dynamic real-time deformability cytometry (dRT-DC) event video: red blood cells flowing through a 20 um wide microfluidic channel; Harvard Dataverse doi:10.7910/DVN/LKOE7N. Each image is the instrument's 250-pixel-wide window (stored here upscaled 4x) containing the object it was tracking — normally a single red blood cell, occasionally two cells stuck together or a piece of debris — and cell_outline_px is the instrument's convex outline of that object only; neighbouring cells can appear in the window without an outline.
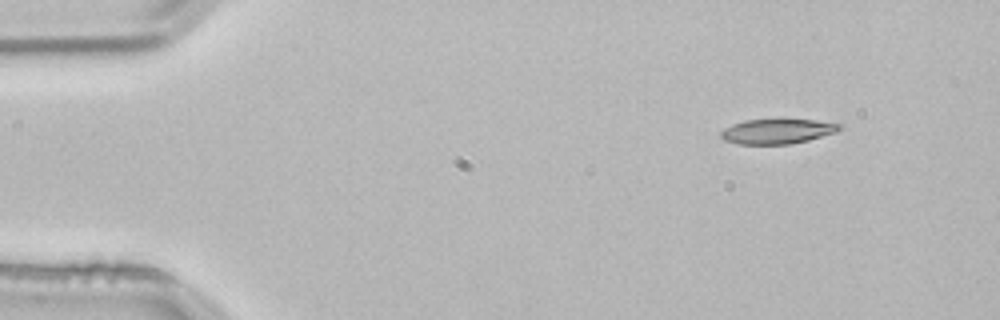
{"species": "common noctule bat (a hibernating species)", "species_latin": "Nyctalus noctula", "temperature_condition": "room temperature", "stored_images_in_passage": 2, "camera_frame_rate_fps": 3000, "um_per_image_px": 0.085, "animal": {"sex": "male", "body_mass_g": 21.5, "forearm_length_mm": 52.0}, "frame": {"image": 1, "passage_image": 1, "time_ms": 0.0, "image_size_px": [1000, 320], "cell_outline_px": [[840, 128], [836, 132], [808, 140], [788, 144], [740, 144], [724, 140], [720, 136], [720, 132], [724, 128], [732, 124], [744, 120], [816, 120], [840, 124]], "centroid_in_image_um": [66.02, 11.17], "position_along_channel_um": 19.0, "area_um2": 16.94}}